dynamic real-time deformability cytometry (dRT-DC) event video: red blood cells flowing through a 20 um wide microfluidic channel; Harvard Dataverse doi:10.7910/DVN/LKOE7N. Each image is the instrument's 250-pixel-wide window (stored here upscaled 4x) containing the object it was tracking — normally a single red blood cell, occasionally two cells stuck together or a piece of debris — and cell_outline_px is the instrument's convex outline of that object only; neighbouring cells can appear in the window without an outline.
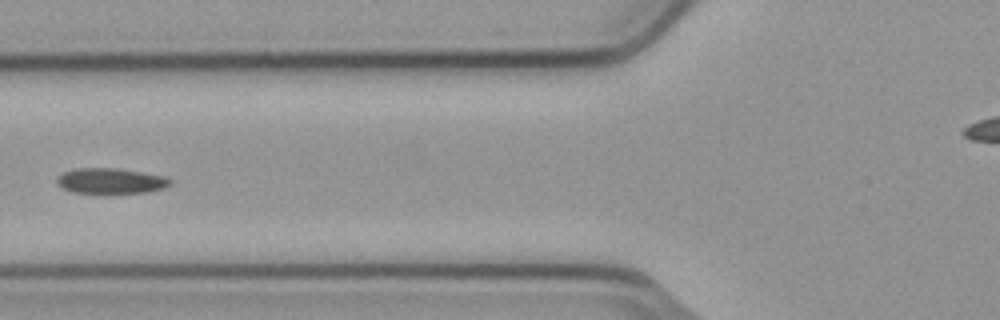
{"species": "common noctule bat (a hibernating species)", "species_latin": "Nyctalus noctula", "temperature_condition": "cold", "stored_images_in_passage": 7, "camera_frame_rate_fps": 3000, "um_per_image_px": 0.085, "animal": {"sex": "male", "body_mass_g": 23.1, "forearm_length_mm": 52.7}, "frame": {"image": 1, "passage_image": 6, "time_ms": 1.667, "image_size_px": [1000, 320], "cell_outline_px": [[172, 184], [164, 188], [148, 192], [108, 196], [72, 192], [60, 188], [56, 184], [56, 176], [64, 172], [76, 168], [116, 168], [164, 176], [172, 180]], "centroid_in_image_um": [9.37, 15.43], "position_along_channel_um": 116.4, "area_um2": 17.8}}
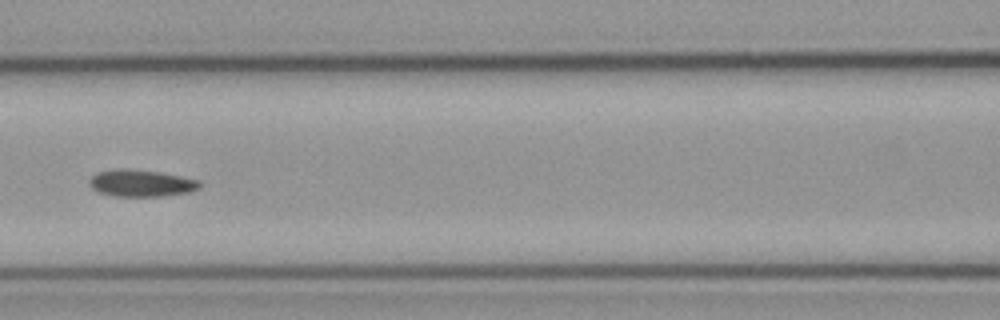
{"frame": {"image": 2, "passage_image": 7, "time_ms": 2.0, "image_size_px": [1000, 320], "cell_outline_px": [[200, 188], [188, 192], [160, 196], [112, 196], [100, 192], [92, 188], [88, 184], [88, 180], [96, 172], [156, 172], [180, 176], [200, 180]], "centroid_in_image_um": [12.03, 15.63], "position_along_channel_um": 154.6, "area_um2": 16.24}}